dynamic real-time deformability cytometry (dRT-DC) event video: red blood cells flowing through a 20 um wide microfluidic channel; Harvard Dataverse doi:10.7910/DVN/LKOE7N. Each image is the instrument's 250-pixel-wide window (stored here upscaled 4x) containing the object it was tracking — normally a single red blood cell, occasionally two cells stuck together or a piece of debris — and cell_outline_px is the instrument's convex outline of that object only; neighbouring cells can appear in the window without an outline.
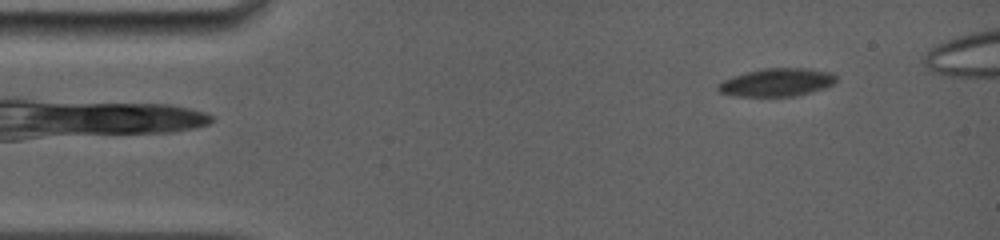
{"species": "common noctule bat (a hibernating species)", "species_latin": "Nyctalus noctula", "temperature_condition": "room temperature", "stored_images_in_passage": 43, "segment_of_instrument_passage": [1, 2], "camera_frame_rate_fps": 5000, "um_per_image_px": 0.085, "animal": {"sex": "female", "body_mass_g": 19.0, "forearm_length_mm": 56.7}, "frame": {"image": 1, "passage_image": 6, "time_ms": 1.8, "image_size_px": [1000, 240], "cell_outline_px": [[836, 80], [832, 84], [824, 88], [796, 96], [732, 96], [720, 92], [716, 88], [716, 84], [732, 76], [764, 68], [804, 68], [832, 72], [836, 76]], "centroid_in_image_um": [66.0, 7.0], "position_along_channel_um": 19.0, "area_um2": 19.25}}
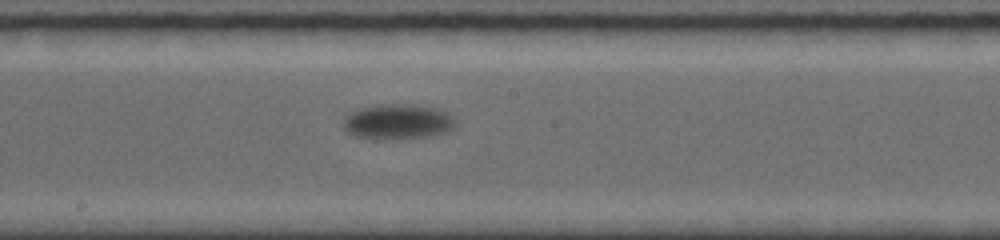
{"frame": {"image": 2, "passage_image": 26, "time_ms": 9.6, "image_size_px": [1000, 240], "cell_outline_px": [[456, 124], [448, 132], [428, 136], [352, 136], [344, 128], [344, 116], [360, 108], [384, 104], [416, 104], [436, 108], [452, 116]], "centroid_in_image_um": [33.83, 10.28], "position_along_channel_um": 214.4, "area_um2": 21.96}}
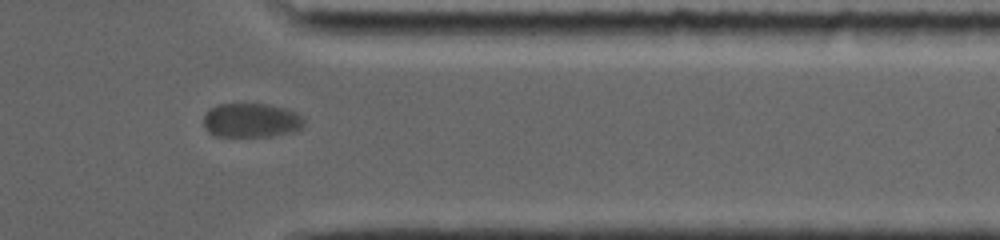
{"frame": {"image": 3, "passage_image": 39, "time_ms": 14.6, "image_size_px": [1000, 240], "cell_outline_px": [[304, 124], [300, 128], [292, 132], [272, 136], [216, 136], [208, 132], [204, 128], [204, 116], [208, 108], [216, 104], [268, 104], [288, 108], [296, 112], [304, 120]], "centroid_in_image_um": [21.33, 10.22], "position_along_channel_um": 390.1, "area_um2": 20.23}}